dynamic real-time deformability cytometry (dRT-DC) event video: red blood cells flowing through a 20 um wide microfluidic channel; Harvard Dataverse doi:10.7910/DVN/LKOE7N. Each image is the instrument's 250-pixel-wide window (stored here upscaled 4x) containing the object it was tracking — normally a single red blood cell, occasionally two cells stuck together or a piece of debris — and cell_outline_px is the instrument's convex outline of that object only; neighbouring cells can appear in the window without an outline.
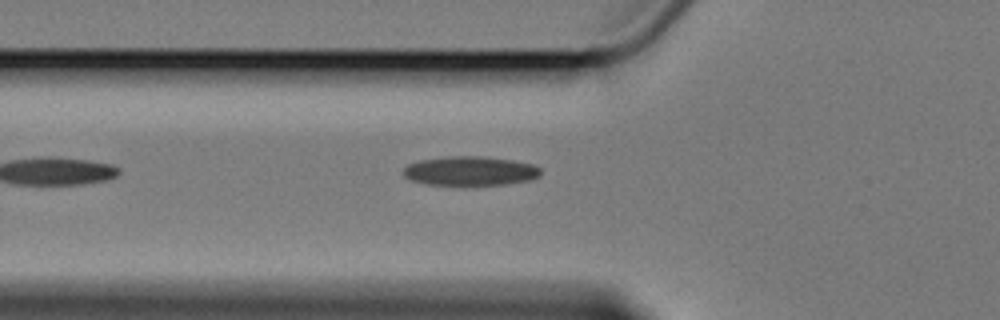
{"species": "Egyptian fruit bat (a non-hibernating species)", "species_latin": "Rousettus aegyptiacus", "temperature_condition": "cold", "stored_images_in_passage": 6, "camera_frame_rate_fps": 3000, "um_per_image_px": 0.085, "animal": {"sex": "female"}, "frame": {"image": 1, "passage_image": 6, "time_ms": 6.0, "image_size_px": [1000, 320], "cell_outline_px": [[540, 176], [528, 180], [504, 184], [464, 188], [460, 188], [424, 184], [412, 180], [404, 176], [404, 168], [408, 164], [420, 160], [448, 156], [484, 156], [512, 160], [536, 164], [540, 168]], "centroid_in_image_um": [39.95, 14.57], "position_along_channel_um": 85.8, "area_um2": 24.39}}